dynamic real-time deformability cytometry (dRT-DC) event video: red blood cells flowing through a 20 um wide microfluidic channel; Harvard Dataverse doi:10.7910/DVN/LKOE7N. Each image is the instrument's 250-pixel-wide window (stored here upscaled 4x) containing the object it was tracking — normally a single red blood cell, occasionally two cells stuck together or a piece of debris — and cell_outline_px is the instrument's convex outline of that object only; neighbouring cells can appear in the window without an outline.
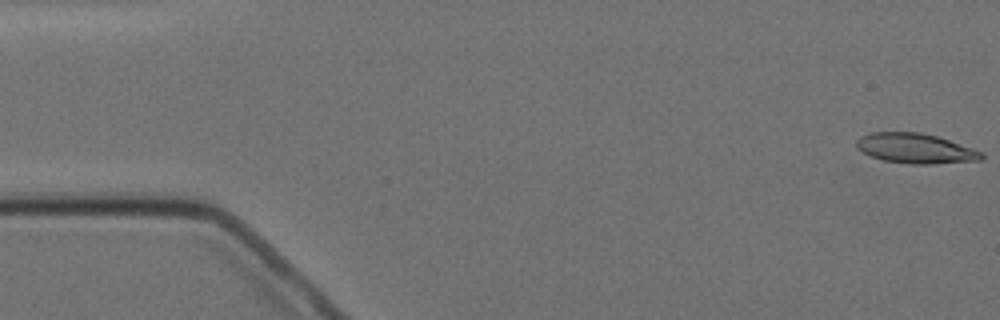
{"species": "Egyptian fruit bat (a non-hibernating species)", "species_latin": "Rousettus aegyptiacus", "temperature_condition": "cold", "stored_images_in_passage": 4, "camera_frame_rate_fps": 3000, "um_per_image_px": 0.085, "animal": {"sex": "female"}, "frame": {"image": 1, "passage_image": 1, "time_ms": 0.0, "image_size_px": [1000, 320], "cell_outline_px": [[984, 156], [980, 160], [932, 164], [912, 164], [884, 160], [872, 156], [856, 148], [856, 140], [860, 136], [868, 132], [920, 132], [936, 136], [984, 152]], "centroid_in_image_um": [77.8, 12.61], "position_along_channel_um": 7.2, "area_um2": 21.73}}
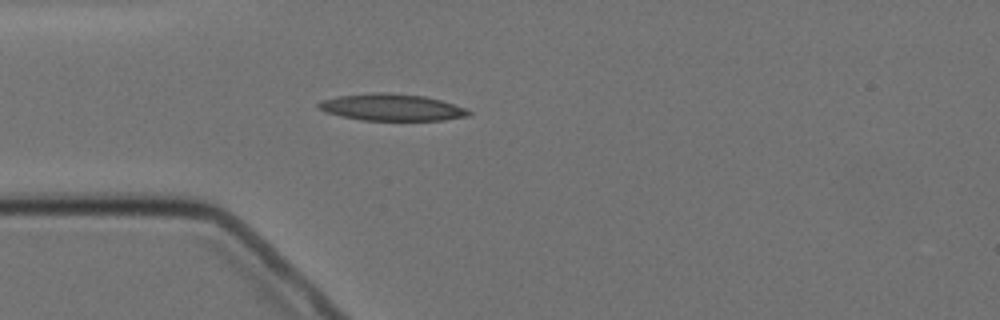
{"frame": {"image": 2, "passage_image": 4, "time_ms": 4.667, "image_size_px": [1000, 320], "cell_outline_px": [[472, 112], [468, 116], [444, 120], [360, 120], [324, 112], [316, 108], [316, 104], [320, 100], [336, 96], [372, 92], [388, 92], [424, 96], [440, 100], [468, 108]], "centroid_in_image_um": [33.25, 9.11], "position_along_channel_um": 51.7, "area_um2": 23.76}}